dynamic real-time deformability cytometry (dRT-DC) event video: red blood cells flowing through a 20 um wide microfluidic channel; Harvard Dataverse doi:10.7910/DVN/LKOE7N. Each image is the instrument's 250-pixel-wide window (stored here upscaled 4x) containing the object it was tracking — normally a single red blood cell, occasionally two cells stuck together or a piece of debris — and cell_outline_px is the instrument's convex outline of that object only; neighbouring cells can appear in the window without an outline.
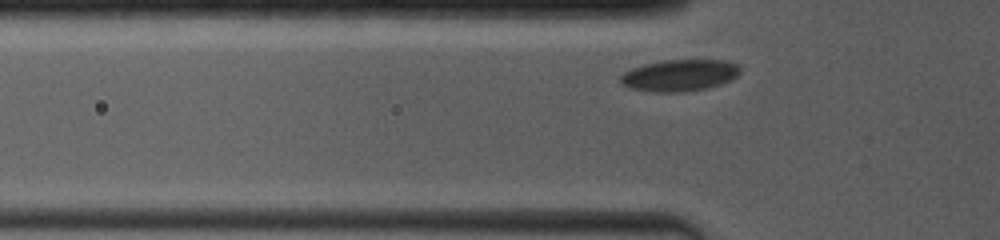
{"species": "common noctule bat (a hibernating species)", "species_latin": "Nyctalus noctula", "temperature_condition": "room temperature", "stored_images_in_passage": 39, "camera_frame_rate_fps": 4000, "um_per_image_px": 0.085, "animal": {"sex": "female", "body_mass_g": 19.0, "forearm_length_mm": 53.3}, "frame": {"image": 1, "passage_image": 3, "time_ms": 0.5, "image_size_px": [1000, 240], "cell_outline_px": [[740, 72], [732, 80], [708, 88], [684, 92], [656, 92], [628, 88], [620, 84], [620, 76], [624, 72], [632, 68], [644, 64], [664, 60], [724, 60], [736, 64], [740, 68]], "centroid_in_image_um": [57.74, 6.41], "position_along_channel_um": 68.1, "area_um2": 22.2}}
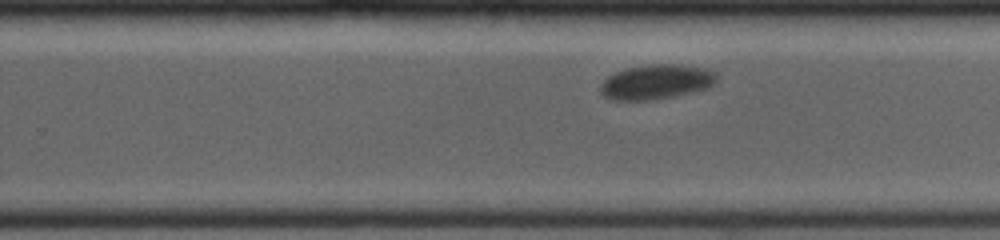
{"frame": {"image": 2, "passage_image": 24, "time_ms": 6.25, "image_size_px": [1000, 240], "cell_outline_px": [[716, 80], [708, 88], [692, 92], [672, 96], [648, 100], [608, 100], [600, 92], [600, 84], [608, 76], [616, 72], [628, 68], [652, 64], [680, 64], [704, 68], [716, 72]], "centroid_in_image_um": [55.76, 6.96], "position_along_channel_um": 274.0, "area_um2": 23.41}}
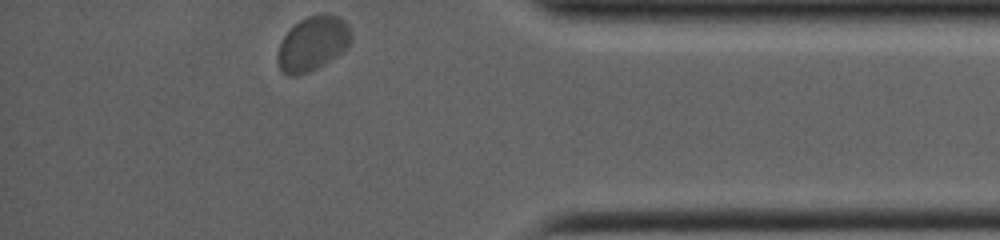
{"frame": {"image": 3, "passage_image": 39, "time_ms": 10.25, "image_size_px": [1000, 240], "cell_outline_px": [[352, 40], [348, 48], [324, 64], [308, 72], [296, 76], [288, 76], [280, 68], [280, 44], [284, 36], [300, 20], [308, 16], [324, 12], [340, 16], [348, 24], [352, 32]], "centroid_in_image_um": [26.67, 3.66], "position_along_channel_um": 408.5, "area_um2": 23.18}, "authors_computed_cell_mechanics": {"area_um2": 22.9466, "velocity_mm_per_s": 3.6071, "shape_relaxation_time_tau1_ms": 4.7256, "shape_relaxation_time_tau2_ms": null, "deformation_change_tau1": 0.0754, "deformation_change_tau2": null}}